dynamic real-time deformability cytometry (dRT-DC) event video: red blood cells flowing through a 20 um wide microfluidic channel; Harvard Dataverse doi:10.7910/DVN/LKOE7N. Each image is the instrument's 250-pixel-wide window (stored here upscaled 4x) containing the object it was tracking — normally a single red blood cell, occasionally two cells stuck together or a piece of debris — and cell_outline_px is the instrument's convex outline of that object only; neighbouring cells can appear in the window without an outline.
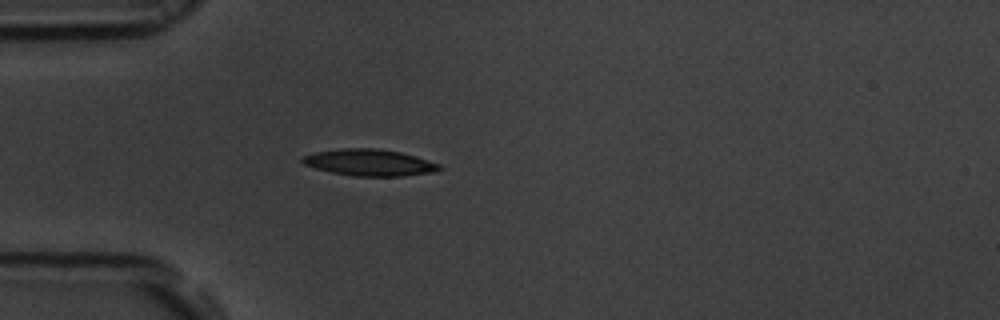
{"species": "common noctule bat (a hibernating species)", "species_latin": "Nyctalus noctula", "temperature_condition": "room temperature", "stored_images_in_passage": 40, "camera_frame_rate_fps": 3000, "um_per_image_px": 0.085, "animal": {"sex": "male", "body_mass_g": 19.5, "forearm_length_mm": 54.6}, "frame": {"image": 1, "passage_image": 1, "time_ms": 0.0, "image_size_px": [1000, 320], "cell_outline_px": [[444, 168], [432, 172], [400, 176], [352, 176], [332, 172], [316, 168], [304, 164], [300, 160], [300, 156], [316, 152], [340, 148], [376, 148], [400, 152], [416, 156], [440, 164]], "centroid_in_image_um": [31.39, 13.81], "position_along_channel_um": 53.6, "area_um2": 21.21}}
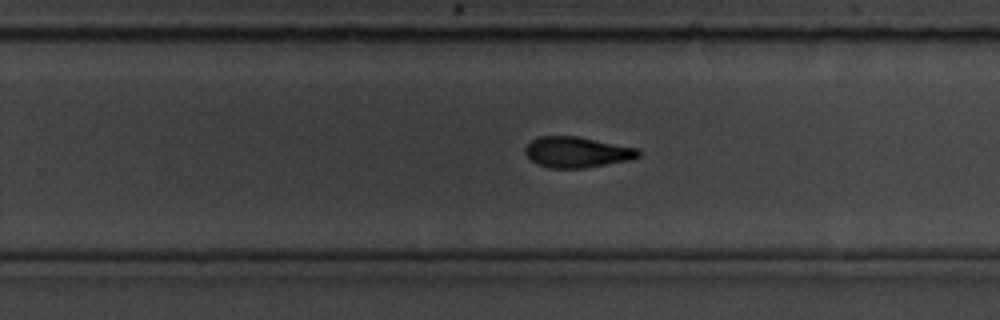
{"frame": {"image": 2, "passage_image": 20, "time_ms": 6.333, "image_size_px": [1000, 320], "cell_outline_px": [[640, 156], [628, 160], [584, 168], [548, 168], [536, 164], [524, 152], [524, 148], [532, 140], [540, 136], [576, 136], [640, 148]], "centroid_in_image_um": [49.04, 12.93], "position_along_channel_um": 280.8, "area_um2": 20.29}}
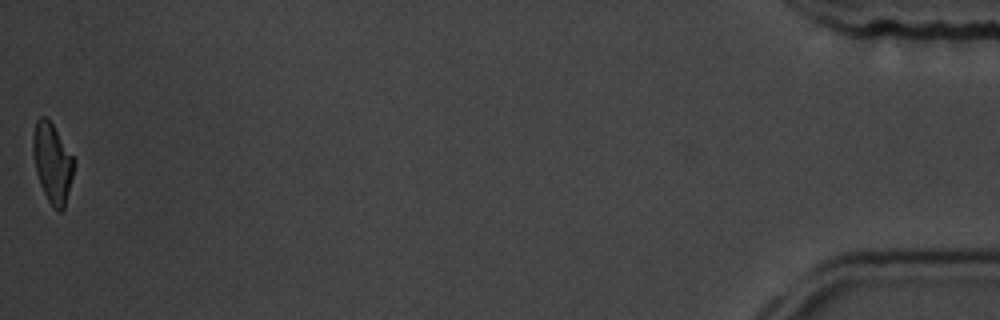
{"frame": {"image": 3, "passage_image": 40, "time_ms": 13.0, "image_size_px": [1000, 320], "cell_outline_px": [[76, 164], [64, 208], [60, 212], [48, 200], [40, 184], [36, 172], [32, 152], [32, 136], [36, 120], [40, 116], [44, 116], [52, 124], [76, 160]], "centroid_in_image_um": [4.45, 13.81], "position_along_channel_um": 430.7, "area_um2": 18.96}, "authors_computed_cell_mechanics": {"area_um2": 20.6635, "velocity_mm_per_s": 3.7183, "shape_relaxation_time_tau1_ms": 3.8858, "shape_relaxation_time_tau2_ms": 3.0327, "deformation_change_tau1": 0.1315, "deformation_change_tau2": 0.1066}}